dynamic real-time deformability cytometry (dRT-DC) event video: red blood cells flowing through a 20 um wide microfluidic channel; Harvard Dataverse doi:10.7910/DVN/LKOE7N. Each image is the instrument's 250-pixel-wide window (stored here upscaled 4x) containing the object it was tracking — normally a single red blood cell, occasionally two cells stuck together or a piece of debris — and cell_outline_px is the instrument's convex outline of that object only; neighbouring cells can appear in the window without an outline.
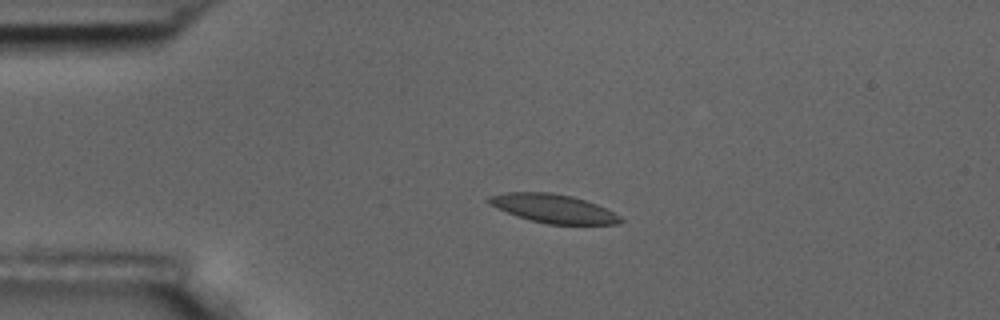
{"species": "common noctule bat (a hibernating species)", "species_latin": "Nyctalus noctula", "temperature_condition": "room temperature", "stored_images_in_passage": 4, "camera_frame_rate_fps": 3000, "um_per_image_px": 0.085, "animal": {"sex": "male", "body_mass_g": 17.5, "forearm_length_mm": 52.3}, "frame": {"image": 1, "passage_image": 3, "time_ms": 2.333, "image_size_px": [1000, 320], "cell_outline_px": [[624, 220], [620, 224], [548, 224], [516, 216], [496, 208], [488, 204], [484, 200], [488, 196], [504, 192], [552, 192], [572, 196], [596, 204], [620, 216]], "centroid_in_image_um": [46.97, 17.71], "position_along_channel_um": 38.0, "area_um2": 22.02}}